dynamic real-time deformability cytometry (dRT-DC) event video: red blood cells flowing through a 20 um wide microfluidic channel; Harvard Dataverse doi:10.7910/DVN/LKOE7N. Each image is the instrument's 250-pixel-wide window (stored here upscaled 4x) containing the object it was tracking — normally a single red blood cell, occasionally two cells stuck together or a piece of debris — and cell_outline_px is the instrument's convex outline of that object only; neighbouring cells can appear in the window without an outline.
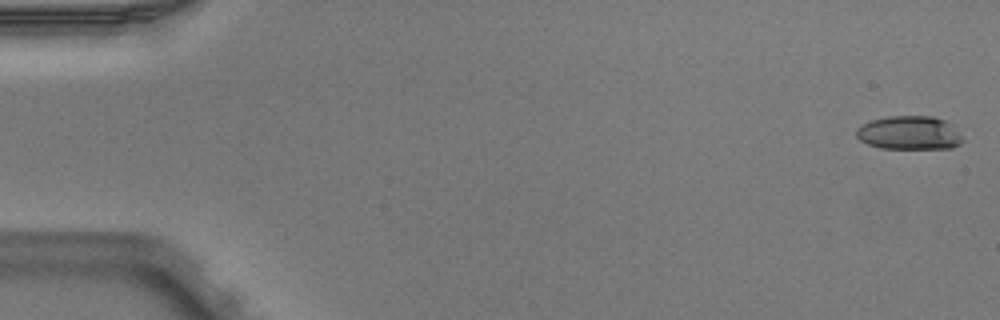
{"species": "Egyptian fruit bat (a non-hibernating species)", "species_latin": "Rousettus aegyptiacus", "temperature_condition": "warm", "stored_images_in_passage": 3, "camera_frame_rate_fps": 3000, "um_per_image_px": 0.085, "animal": {"sex": "male"}, "frame": {"image": 1, "passage_image": 1, "time_ms": 0.0, "image_size_px": [1000, 320], "cell_outline_px": [[964, 140], [960, 144], [952, 148], [880, 148], [868, 144], [860, 140], [856, 136], [856, 128], [872, 120], [888, 116], [932, 116], [956, 124]], "centroid_in_image_um": [77.36, 11.28], "position_along_channel_um": 7.6, "area_um2": 21.1}}